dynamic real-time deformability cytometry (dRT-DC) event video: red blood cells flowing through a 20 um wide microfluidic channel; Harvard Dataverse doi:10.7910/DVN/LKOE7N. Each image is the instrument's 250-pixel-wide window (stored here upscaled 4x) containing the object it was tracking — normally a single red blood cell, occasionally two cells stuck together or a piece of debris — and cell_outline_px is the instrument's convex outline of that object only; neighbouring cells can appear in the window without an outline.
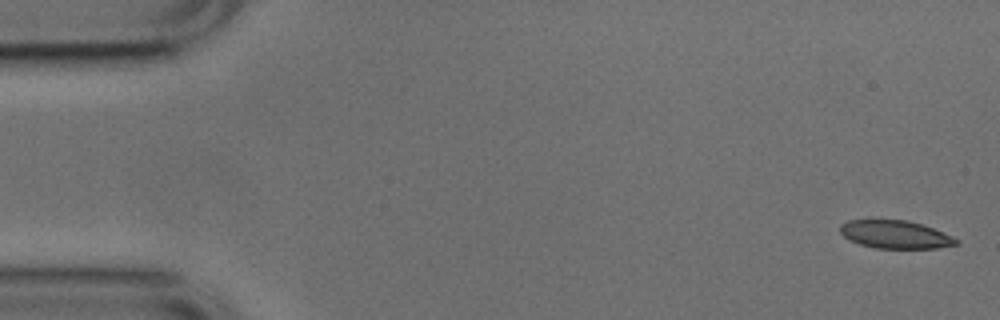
{"species": "common noctule bat (a hibernating species)", "species_latin": "Nyctalus noctula", "temperature_condition": "cold", "stored_images_in_passage": 3, "camera_frame_rate_fps": 3000, "um_per_image_px": 0.085, "animal": {"sex": "male", "body_mass_g": 17.9, "forearm_length_mm": 54.2}, "frame": {"image": 1, "passage_image": 1, "time_ms": 0.0, "image_size_px": [1000, 320], "cell_outline_px": [[960, 244], [936, 248], [876, 248], [860, 244], [848, 240], [840, 232], [840, 224], [848, 220], [908, 220], [924, 224], [944, 232], [960, 240]], "centroid_in_image_um": [76.13, 19.93], "position_along_channel_um": 8.9, "area_um2": 19.13}}